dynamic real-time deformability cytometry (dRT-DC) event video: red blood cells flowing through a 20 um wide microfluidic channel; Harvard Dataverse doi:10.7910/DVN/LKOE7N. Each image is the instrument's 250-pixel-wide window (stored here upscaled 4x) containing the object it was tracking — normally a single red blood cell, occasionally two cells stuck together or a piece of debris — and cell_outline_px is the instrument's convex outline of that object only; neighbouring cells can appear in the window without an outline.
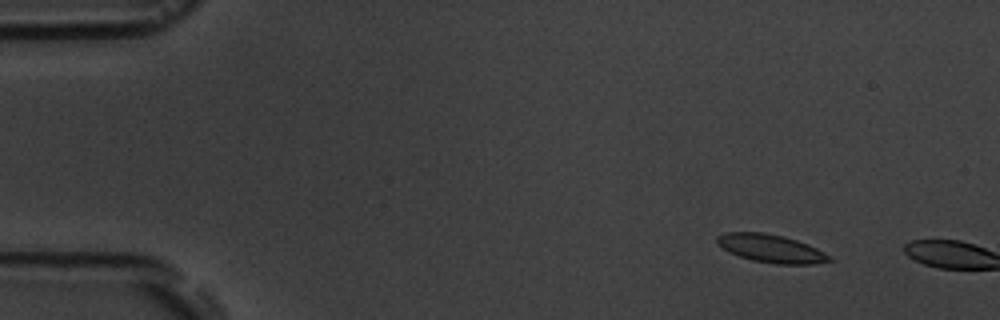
{"species": "common noctule bat (a hibernating species)", "species_latin": "Nyctalus noctula", "temperature_condition": "room temperature", "stored_images_in_passage": 2, "camera_frame_rate_fps": 3000, "um_per_image_px": 0.085, "animal": {"sex": "male", "body_mass_g": 19.5, "forearm_length_mm": 54.6}, "frame": {"image": 1, "passage_image": 1, "time_ms": 0.0, "image_size_px": [1000, 320], "cell_outline_px": [[832, 260], [812, 264], [776, 264], [752, 260], [728, 252], [716, 240], [716, 236], [724, 232], [764, 232], [784, 236], [808, 244], [832, 256]], "centroid_in_image_um": [65.54, 21.11], "position_along_channel_um": 19.5, "area_um2": 18.32}}